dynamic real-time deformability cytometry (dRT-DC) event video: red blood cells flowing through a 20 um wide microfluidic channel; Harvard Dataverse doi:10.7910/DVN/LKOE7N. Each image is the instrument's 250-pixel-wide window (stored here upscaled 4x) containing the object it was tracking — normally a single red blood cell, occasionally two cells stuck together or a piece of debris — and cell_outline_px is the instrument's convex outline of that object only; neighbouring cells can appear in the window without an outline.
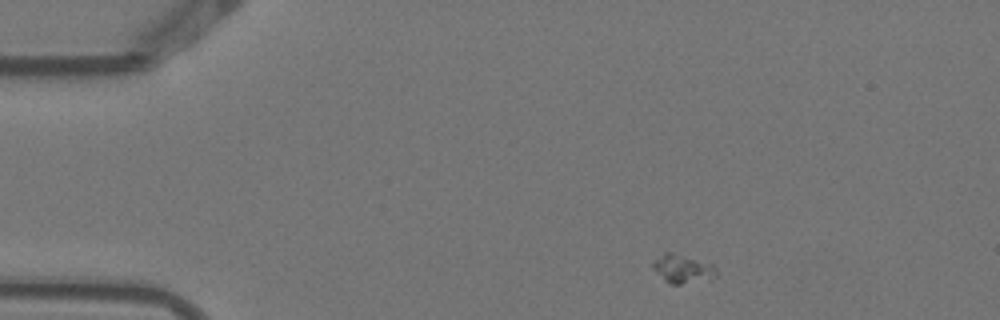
{"species": "Egyptian fruit bat (a non-hibernating species)", "species_latin": "Rousettus aegyptiacus", "temperature_condition": "warm", "stored_images_in_passage": 3, "camera_frame_rate_fps": 3000, "um_per_image_px": 0.085, "animal": {"sex": "female"}, "frame": {"image": 1, "passage_image": 1, "time_ms": 0.0, "image_size_px": [1000, 320], "cell_outline_px": [[716, 276], [712, 280], [680, 284], [668, 284], [652, 268], [652, 260], [664, 252], [668, 252], [712, 264], [716, 268]], "centroid_in_image_um": [58.01, 22.88], "position_along_channel_um": 27.0, "area_um2": 10.58}}